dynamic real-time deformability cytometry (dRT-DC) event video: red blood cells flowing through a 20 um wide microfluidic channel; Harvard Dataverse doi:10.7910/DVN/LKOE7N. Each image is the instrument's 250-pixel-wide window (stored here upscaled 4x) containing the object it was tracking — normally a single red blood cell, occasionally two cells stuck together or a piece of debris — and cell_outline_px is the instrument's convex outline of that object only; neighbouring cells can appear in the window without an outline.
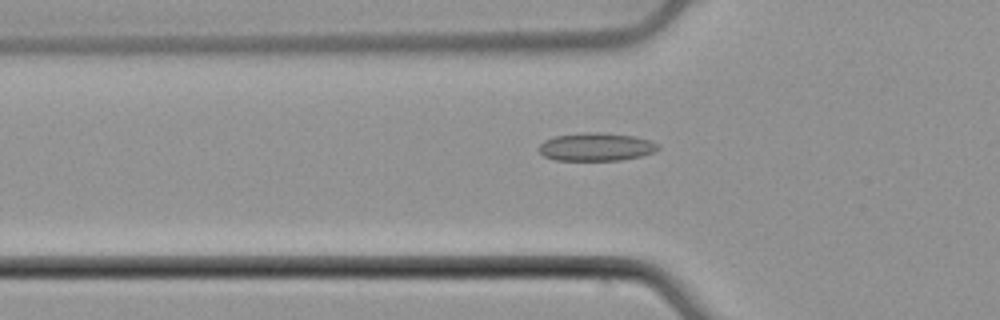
{"species": "common noctule bat (a hibernating species)", "species_latin": "Nyctalus noctula", "temperature_condition": "cold", "stored_images_in_passage": 54, "segment_of_instrument_passage": [1, 2], "camera_frame_rate_fps": 3000, "um_per_image_px": 0.085, "animal": {"sex": "male", "body_mass_g": 21.5, "forearm_length_mm": 52.0}, "frame": {"image": 1, "passage_image": 18, "time_ms": 5.667, "image_size_px": [1000, 320], "cell_outline_px": [[660, 148], [656, 152], [640, 156], [620, 160], [556, 160], [544, 156], [540, 152], [540, 144], [544, 140], [556, 136], [584, 132], [600, 132], [636, 136], [660, 144]], "centroid_in_image_um": [50.71, 12.48], "position_along_channel_um": 75.1, "area_um2": 19.54}}
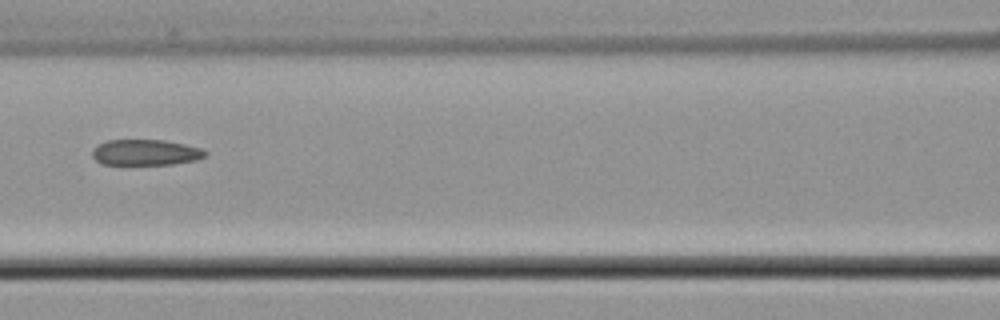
{"frame": {"image": 2, "passage_image": 24, "time_ms": 7.667, "image_size_px": [1000, 320], "cell_outline_px": [[208, 152], [204, 156], [196, 160], [172, 164], [104, 164], [96, 160], [92, 156], [92, 148], [108, 140], [164, 140], [184, 144], [200, 148]], "centroid_in_image_um": [12.37, 12.95], "position_along_channel_um": 154.2, "area_um2": 16.82}}
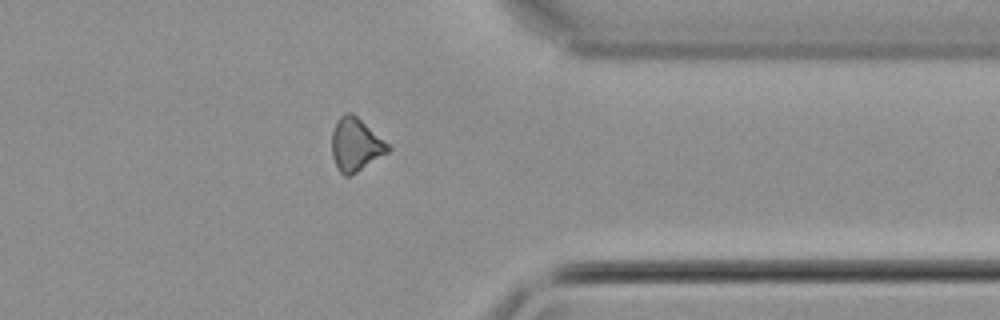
{"frame": {"image": 3, "passage_image": 42, "time_ms": 13.667, "image_size_px": [1000, 320], "cell_outline_px": [[392, 148], [388, 152], [356, 172], [348, 176], [344, 176], [340, 172], [332, 156], [332, 132], [336, 120], [344, 112], [352, 112], [388, 144]], "centroid_in_image_um": [30.2, 12.27], "position_along_channel_um": 381.2, "area_um2": 17.11}}